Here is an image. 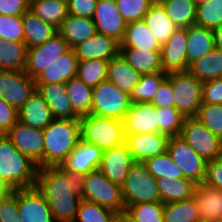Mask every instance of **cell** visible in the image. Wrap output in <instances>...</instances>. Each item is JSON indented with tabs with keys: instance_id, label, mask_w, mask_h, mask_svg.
Returning <instances> with one entry per match:
<instances>
[{
	"instance_id": "cell-28",
	"label": "cell",
	"mask_w": 222,
	"mask_h": 222,
	"mask_svg": "<svg viewBox=\"0 0 222 222\" xmlns=\"http://www.w3.org/2000/svg\"><path fill=\"white\" fill-rule=\"evenodd\" d=\"M161 47L143 19L126 24L125 34L120 42V48L161 51Z\"/></svg>"
},
{
	"instance_id": "cell-39",
	"label": "cell",
	"mask_w": 222,
	"mask_h": 222,
	"mask_svg": "<svg viewBox=\"0 0 222 222\" xmlns=\"http://www.w3.org/2000/svg\"><path fill=\"white\" fill-rule=\"evenodd\" d=\"M164 222H200L194 198L164 204Z\"/></svg>"
},
{
	"instance_id": "cell-26",
	"label": "cell",
	"mask_w": 222,
	"mask_h": 222,
	"mask_svg": "<svg viewBox=\"0 0 222 222\" xmlns=\"http://www.w3.org/2000/svg\"><path fill=\"white\" fill-rule=\"evenodd\" d=\"M141 74L138 73L119 52L108 61L107 80L127 94H131L138 85Z\"/></svg>"
},
{
	"instance_id": "cell-48",
	"label": "cell",
	"mask_w": 222,
	"mask_h": 222,
	"mask_svg": "<svg viewBox=\"0 0 222 222\" xmlns=\"http://www.w3.org/2000/svg\"><path fill=\"white\" fill-rule=\"evenodd\" d=\"M124 21L130 23L142 20L150 6L156 0H115Z\"/></svg>"
},
{
	"instance_id": "cell-58",
	"label": "cell",
	"mask_w": 222,
	"mask_h": 222,
	"mask_svg": "<svg viewBox=\"0 0 222 222\" xmlns=\"http://www.w3.org/2000/svg\"><path fill=\"white\" fill-rule=\"evenodd\" d=\"M9 190L3 185V183L0 181V197L5 195Z\"/></svg>"
},
{
	"instance_id": "cell-57",
	"label": "cell",
	"mask_w": 222,
	"mask_h": 222,
	"mask_svg": "<svg viewBox=\"0 0 222 222\" xmlns=\"http://www.w3.org/2000/svg\"><path fill=\"white\" fill-rule=\"evenodd\" d=\"M213 31L215 48L222 50V26Z\"/></svg>"
},
{
	"instance_id": "cell-17",
	"label": "cell",
	"mask_w": 222,
	"mask_h": 222,
	"mask_svg": "<svg viewBox=\"0 0 222 222\" xmlns=\"http://www.w3.org/2000/svg\"><path fill=\"white\" fill-rule=\"evenodd\" d=\"M93 21L97 33L113 37L119 43L122 41L127 23L119 12L115 0H98Z\"/></svg>"
},
{
	"instance_id": "cell-10",
	"label": "cell",
	"mask_w": 222,
	"mask_h": 222,
	"mask_svg": "<svg viewBox=\"0 0 222 222\" xmlns=\"http://www.w3.org/2000/svg\"><path fill=\"white\" fill-rule=\"evenodd\" d=\"M167 152L172 161L181 169L184 178L196 184L203 182L207 160L197 154L180 136L169 138Z\"/></svg>"
},
{
	"instance_id": "cell-33",
	"label": "cell",
	"mask_w": 222,
	"mask_h": 222,
	"mask_svg": "<svg viewBox=\"0 0 222 222\" xmlns=\"http://www.w3.org/2000/svg\"><path fill=\"white\" fill-rule=\"evenodd\" d=\"M156 180L163 204L193 198L197 185L187 178L169 179L162 177Z\"/></svg>"
},
{
	"instance_id": "cell-15",
	"label": "cell",
	"mask_w": 222,
	"mask_h": 222,
	"mask_svg": "<svg viewBox=\"0 0 222 222\" xmlns=\"http://www.w3.org/2000/svg\"><path fill=\"white\" fill-rule=\"evenodd\" d=\"M122 121L125 134L160 133L157 107L152 103H131Z\"/></svg>"
},
{
	"instance_id": "cell-35",
	"label": "cell",
	"mask_w": 222,
	"mask_h": 222,
	"mask_svg": "<svg viewBox=\"0 0 222 222\" xmlns=\"http://www.w3.org/2000/svg\"><path fill=\"white\" fill-rule=\"evenodd\" d=\"M188 71L199 81L207 82L210 79L222 77V50L214 48L200 59L193 61Z\"/></svg>"
},
{
	"instance_id": "cell-20",
	"label": "cell",
	"mask_w": 222,
	"mask_h": 222,
	"mask_svg": "<svg viewBox=\"0 0 222 222\" xmlns=\"http://www.w3.org/2000/svg\"><path fill=\"white\" fill-rule=\"evenodd\" d=\"M103 153L102 148L80 139L61 166L68 171L80 172L85 175L99 169Z\"/></svg>"
},
{
	"instance_id": "cell-27",
	"label": "cell",
	"mask_w": 222,
	"mask_h": 222,
	"mask_svg": "<svg viewBox=\"0 0 222 222\" xmlns=\"http://www.w3.org/2000/svg\"><path fill=\"white\" fill-rule=\"evenodd\" d=\"M58 33L68 42L70 48L91 38L97 33L93 18L68 14L58 29Z\"/></svg>"
},
{
	"instance_id": "cell-13",
	"label": "cell",
	"mask_w": 222,
	"mask_h": 222,
	"mask_svg": "<svg viewBox=\"0 0 222 222\" xmlns=\"http://www.w3.org/2000/svg\"><path fill=\"white\" fill-rule=\"evenodd\" d=\"M6 136L11 140L15 148L27 156L38 168L44 167L43 130L17 121Z\"/></svg>"
},
{
	"instance_id": "cell-4",
	"label": "cell",
	"mask_w": 222,
	"mask_h": 222,
	"mask_svg": "<svg viewBox=\"0 0 222 222\" xmlns=\"http://www.w3.org/2000/svg\"><path fill=\"white\" fill-rule=\"evenodd\" d=\"M122 199L127 210L144 202H162L157 180L143 162H135L121 185Z\"/></svg>"
},
{
	"instance_id": "cell-18",
	"label": "cell",
	"mask_w": 222,
	"mask_h": 222,
	"mask_svg": "<svg viewBox=\"0 0 222 222\" xmlns=\"http://www.w3.org/2000/svg\"><path fill=\"white\" fill-rule=\"evenodd\" d=\"M161 65L166 74L187 71L186 28H177L162 45Z\"/></svg>"
},
{
	"instance_id": "cell-8",
	"label": "cell",
	"mask_w": 222,
	"mask_h": 222,
	"mask_svg": "<svg viewBox=\"0 0 222 222\" xmlns=\"http://www.w3.org/2000/svg\"><path fill=\"white\" fill-rule=\"evenodd\" d=\"M130 104V95L107 79L93 88L92 115L122 120Z\"/></svg>"
},
{
	"instance_id": "cell-44",
	"label": "cell",
	"mask_w": 222,
	"mask_h": 222,
	"mask_svg": "<svg viewBox=\"0 0 222 222\" xmlns=\"http://www.w3.org/2000/svg\"><path fill=\"white\" fill-rule=\"evenodd\" d=\"M162 202H144L131 205L125 216L132 222H164Z\"/></svg>"
},
{
	"instance_id": "cell-40",
	"label": "cell",
	"mask_w": 222,
	"mask_h": 222,
	"mask_svg": "<svg viewBox=\"0 0 222 222\" xmlns=\"http://www.w3.org/2000/svg\"><path fill=\"white\" fill-rule=\"evenodd\" d=\"M167 78L165 72L142 74L138 85L130 94L131 103H151L160 84Z\"/></svg>"
},
{
	"instance_id": "cell-49",
	"label": "cell",
	"mask_w": 222,
	"mask_h": 222,
	"mask_svg": "<svg viewBox=\"0 0 222 222\" xmlns=\"http://www.w3.org/2000/svg\"><path fill=\"white\" fill-rule=\"evenodd\" d=\"M0 38L6 42H24L22 16L0 15Z\"/></svg>"
},
{
	"instance_id": "cell-12",
	"label": "cell",
	"mask_w": 222,
	"mask_h": 222,
	"mask_svg": "<svg viewBox=\"0 0 222 222\" xmlns=\"http://www.w3.org/2000/svg\"><path fill=\"white\" fill-rule=\"evenodd\" d=\"M37 89L25 71L0 70V98L19 110Z\"/></svg>"
},
{
	"instance_id": "cell-23",
	"label": "cell",
	"mask_w": 222,
	"mask_h": 222,
	"mask_svg": "<svg viewBox=\"0 0 222 222\" xmlns=\"http://www.w3.org/2000/svg\"><path fill=\"white\" fill-rule=\"evenodd\" d=\"M77 70L78 58L74 49L71 48L35 78V83L36 85L66 83L77 76Z\"/></svg>"
},
{
	"instance_id": "cell-38",
	"label": "cell",
	"mask_w": 222,
	"mask_h": 222,
	"mask_svg": "<svg viewBox=\"0 0 222 222\" xmlns=\"http://www.w3.org/2000/svg\"><path fill=\"white\" fill-rule=\"evenodd\" d=\"M28 47L24 42L4 41L0 38V70L24 71Z\"/></svg>"
},
{
	"instance_id": "cell-36",
	"label": "cell",
	"mask_w": 222,
	"mask_h": 222,
	"mask_svg": "<svg viewBox=\"0 0 222 222\" xmlns=\"http://www.w3.org/2000/svg\"><path fill=\"white\" fill-rule=\"evenodd\" d=\"M177 28H188L196 24V4L194 0H158Z\"/></svg>"
},
{
	"instance_id": "cell-53",
	"label": "cell",
	"mask_w": 222,
	"mask_h": 222,
	"mask_svg": "<svg viewBox=\"0 0 222 222\" xmlns=\"http://www.w3.org/2000/svg\"><path fill=\"white\" fill-rule=\"evenodd\" d=\"M18 121V110L0 98V135H6Z\"/></svg>"
},
{
	"instance_id": "cell-47",
	"label": "cell",
	"mask_w": 222,
	"mask_h": 222,
	"mask_svg": "<svg viewBox=\"0 0 222 222\" xmlns=\"http://www.w3.org/2000/svg\"><path fill=\"white\" fill-rule=\"evenodd\" d=\"M196 118L222 139V104H201Z\"/></svg>"
},
{
	"instance_id": "cell-60",
	"label": "cell",
	"mask_w": 222,
	"mask_h": 222,
	"mask_svg": "<svg viewBox=\"0 0 222 222\" xmlns=\"http://www.w3.org/2000/svg\"><path fill=\"white\" fill-rule=\"evenodd\" d=\"M209 1L211 0H194L196 6L206 4Z\"/></svg>"
},
{
	"instance_id": "cell-50",
	"label": "cell",
	"mask_w": 222,
	"mask_h": 222,
	"mask_svg": "<svg viewBox=\"0 0 222 222\" xmlns=\"http://www.w3.org/2000/svg\"><path fill=\"white\" fill-rule=\"evenodd\" d=\"M0 222H22L18 209V189L0 197Z\"/></svg>"
},
{
	"instance_id": "cell-25",
	"label": "cell",
	"mask_w": 222,
	"mask_h": 222,
	"mask_svg": "<svg viewBox=\"0 0 222 222\" xmlns=\"http://www.w3.org/2000/svg\"><path fill=\"white\" fill-rule=\"evenodd\" d=\"M193 198L199 210L200 222L222 221L221 191L200 183L196 185Z\"/></svg>"
},
{
	"instance_id": "cell-24",
	"label": "cell",
	"mask_w": 222,
	"mask_h": 222,
	"mask_svg": "<svg viewBox=\"0 0 222 222\" xmlns=\"http://www.w3.org/2000/svg\"><path fill=\"white\" fill-rule=\"evenodd\" d=\"M37 91L49 105L54 119H79L73 111L65 83L36 85Z\"/></svg>"
},
{
	"instance_id": "cell-41",
	"label": "cell",
	"mask_w": 222,
	"mask_h": 222,
	"mask_svg": "<svg viewBox=\"0 0 222 222\" xmlns=\"http://www.w3.org/2000/svg\"><path fill=\"white\" fill-rule=\"evenodd\" d=\"M109 60H78L77 77L94 88L107 78Z\"/></svg>"
},
{
	"instance_id": "cell-14",
	"label": "cell",
	"mask_w": 222,
	"mask_h": 222,
	"mask_svg": "<svg viewBox=\"0 0 222 222\" xmlns=\"http://www.w3.org/2000/svg\"><path fill=\"white\" fill-rule=\"evenodd\" d=\"M134 163L132 154L124 142L121 145L104 150L99 170L111 182L121 186Z\"/></svg>"
},
{
	"instance_id": "cell-51",
	"label": "cell",
	"mask_w": 222,
	"mask_h": 222,
	"mask_svg": "<svg viewBox=\"0 0 222 222\" xmlns=\"http://www.w3.org/2000/svg\"><path fill=\"white\" fill-rule=\"evenodd\" d=\"M202 183L222 191V157L207 161Z\"/></svg>"
},
{
	"instance_id": "cell-29",
	"label": "cell",
	"mask_w": 222,
	"mask_h": 222,
	"mask_svg": "<svg viewBox=\"0 0 222 222\" xmlns=\"http://www.w3.org/2000/svg\"><path fill=\"white\" fill-rule=\"evenodd\" d=\"M187 35V70L189 65L215 48L211 29L192 25L186 28Z\"/></svg>"
},
{
	"instance_id": "cell-32",
	"label": "cell",
	"mask_w": 222,
	"mask_h": 222,
	"mask_svg": "<svg viewBox=\"0 0 222 222\" xmlns=\"http://www.w3.org/2000/svg\"><path fill=\"white\" fill-rule=\"evenodd\" d=\"M120 53L141 75L154 72H163L161 65V51L120 48Z\"/></svg>"
},
{
	"instance_id": "cell-6",
	"label": "cell",
	"mask_w": 222,
	"mask_h": 222,
	"mask_svg": "<svg viewBox=\"0 0 222 222\" xmlns=\"http://www.w3.org/2000/svg\"><path fill=\"white\" fill-rule=\"evenodd\" d=\"M82 200L97 203L119 215L126 212L121 186L111 182L99 169L85 174Z\"/></svg>"
},
{
	"instance_id": "cell-42",
	"label": "cell",
	"mask_w": 222,
	"mask_h": 222,
	"mask_svg": "<svg viewBox=\"0 0 222 222\" xmlns=\"http://www.w3.org/2000/svg\"><path fill=\"white\" fill-rule=\"evenodd\" d=\"M150 174L158 178L180 179L184 178L181 169L172 161L166 151L143 162Z\"/></svg>"
},
{
	"instance_id": "cell-19",
	"label": "cell",
	"mask_w": 222,
	"mask_h": 222,
	"mask_svg": "<svg viewBox=\"0 0 222 222\" xmlns=\"http://www.w3.org/2000/svg\"><path fill=\"white\" fill-rule=\"evenodd\" d=\"M18 209L22 222H56L46 200L35 187L18 189Z\"/></svg>"
},
{
	"instance_id": "cell-56",
	"label": "cell",
	"mask_w": 222,
	"mask_h": 222,
	"mask_svg": "<svg viewBox=\"0 0 222 222\" xmlns=\"http://www.w3.org/2000/svg\"><path fill=\"white\" fill-rule=\"evenodd\" d=\"M29 6L30 0H0V15L22 16Z\"/></svg>"
},
{
	"instance_id": "cell-3",
	"label": "cell",
	"mask_w": 222,
	"mask_h": 222,
	"mask_svg": "<svg viewBox=\"0 0 222 222\" xmlns=\"http://www.w3.org/2000/svg\"><path fill=\"white\" fill-rule=\"evenodd\" d=\"M44 167L57 166L81 139L79 119H54L44 130Z\"/></svg>"
},
{
	"instance_id": "cell-31",
	"label": "cell",
	"mask_w": 222,
	"mask_h": 222,
	"mask_svg": "<svg viewBox=\"0 0 222 222\" xmlns=\"http://www.w3.org/2000/svg\"><path fill=\"white\" fill-rule=\"evenodd\" d=\"M24 28V43L28 48L45 43L58 29L39 19L32 11L27 10L22 15Z\"/></svg>"
},
{
	"instance_id": "cell-43",
	"label": "cell",
	"mask_w": 222,
	"mask_h": 222,
	"mask_svg": "<svg viewBox=\"0 0 222 222\" xmlns=\"http://www.w3.org/2000/svg\"><path fill=\"white\" fill-rule=\"evenodd\" d=\"M120 215L97 203L81 200L73 222H116Z\"/></svg>"
},
{
	"instance_id": "cell-46",
	"label": "cell",
	"mask_w": 222,
	"mask_h": 222,
	"mask_svg": "<svg viewBox=\"0 0 222 222\" xmlns=\"http://www.w3.org/2000/svg\"><path fill=\"white\" fill-rule=\"evenodd\" d=\"M196 25L214 30L222 26V0H211L196 8Z\"/></svg>"
},
{
	"instance_id": "cell-21",
	"label": "cell",
	"mask_w": 222,
	"mask_h": 222,
	"mask_svg": "<svg viewBox=\"0 0 222 222\" xmlns=\"http://www.w3.org/2000/svg\"><path fill=\"white\" fill-rule=\"evenodd\" d=\"M73 49L78 60H110L120 52V43L113 37L96 33Z\"/></svg>"
},
{
	"instance_id": "cell-55",
	"label": "cell",
	"mask_w": 222,
	"mask_h": 222,
	"mask_svg": "<svg viewBox=\"0 0 222 222\" xmlns=\"http://www.w3.org/2000/svg\"><path fill=\"white\" fill-rule=\"evenodd\" d=\"M155 107H175L171 82L166 78L159 86L152 102Z\"/></svg>"
},
{
	"instance_id": "cell-22",
	"label": "cell",
	"mask_w": 222,
	"mask_h": 222,
	"mask_svg": "<svg viewBox=\"0 0 222 222\" xmlns=\"http://www.w3.org/2000/svg\"><path fill=\"white\" fill-rule=\"evenodd\" d=\"M53 120L49 105L37 89L18 110V121L33 128L44 130Z\"/></svg>"
},
{
	"instance_id": "cell-2",
	"label": "cell",
	"mask_w": 222,
	"mask_h": 222,
	"mask_svg": "<svg viewBox=\"0 0 222 222\" xmlns=\"http://www.w3.org/2000/svg\"><path fill=\"white\" fill-rule=\"evenodd\" d=\"M38 166L0 135V181L9 190L34 187Z\"/></svg>"
},
{
	"instance_id": "cell-7",
	"label": "cell",
	"mask_w": 222,
	"mask_h": 222,
	"mask_svg": "<svg viewBox=\"0 0 222 222\" xmlns=\"http://www.w3.org/2000/svg\"><path fill=\"white\" fill-rule=\"evenodd\" d=\"M171 82L175 108L186 118L196 117L202 104L203 83L188 70L167 74Z\"/></svg>"
},
{
	"instance_id": "cell-59",
	"label": "cell",
	"mask_w": 222,
	"mask_h": 222,
	"mask_svg": "<svg viewBox=\"0 0 222 222\" xmlns=\"http://www.w3.org/2000/svg\"><path fill=\"white\" fill-rule=\"evenodd\" d=\"M116 222H132L125 215H120Z\"/></svg>"
},
{
	"instance_id": "cell-37",
	"label": "cell",
	"mask_w": 222,
	"mask_h": 222,
	"mask_svg": "<svg viewBox=\"0 0 222 222\" xmlns=\"http://www.w3.org/2000/svg\"><path fill=\"white\" fill-rule=\"evenodd\" d=\"M73 111L79 116L91 115V103L93 88L85 84L77 76L65 83Z\"/></svg>"
},
{
	"instance_id": "cell-1",
	"label": "cell",
	"mask_w": 222,
	"mask_h": 222,
	"mask_svg": "<svg viewBox=\"0 0 222 222\" xmlns=\"http://www.w3.org/2000/svg\"><path fill=\"white\" fill-rule=\"evenodd\" d=\"M85 175L61 165L38 168L34 187L46 200L56 222H73L83 198Z\"/></svg>"
},
{
	"instance_id": "cell-54",
	"label": "cell",
	"mask_w": 222,
	"mask_h": 222,
	"mask_svg": "<svg viewBox=\"0 0 222 222\" xmlns=\"http://www.w3.org/2000/svg\"><path fill=\"white\" fill-rule=\"evenodd\" d=\"M98 0H68V14L93 18Z\"/></svg>"
},
{
	"instance_id": "cell-52",
	"label": "cell",
	"mask_w": 222,
	"mask_h": 222,
	"mask_svg": "<svg viewBox=\"0 0 222 222\" xmlns=\"http://www.w3.org/2000/svg\"><path fill=\"white\" fill-rule=\"evenodd\" d=\"M202 104H222V77L203 82Z\"/></svg>"
},
{
	"instance_id": "cell-5",
	"label": "cell",
	"mask_w": 222,
	"mask_h": 222,
	"mask_svg": "<svg viewBox=\"0 0 222 222\" xmlns=\"http://www.w3.org/2000/svg\"><path fill=\"white\" fill-rule=\"evenodd\" d=\"M81 139L103 150L125 142L123 121L115 118L87 115L79 118Z\"/></svg>"
},
{
	"instance_id": "cell-16",
	"label": "cell",
	"mask_w": 222,
	"mask_h": 222,
	"mask_svg": "<svg viewBox=\"0 0 222 222\" xmlns=\"http://www.w3.org/2000/svg\"><path fill=\"white\" fill-rule=\"evenodd\" d=\"M169 138L162 133L125 134V143L135 162H145L166 152Z\"/></svg>"
},
{
	"instance_id": "cell-45",
	"label": "cell",
	"mask_w": 222,
	"mask_h": 222,
	"mask_svg": "<svg viewBox=\"0 0 222 222\" xmlns=\"http://www.w3.org/2000/svg\"><path fill=\"white\" fill-rule=\"evenodd\" d=\"M158 130L168 137L180 136L185 117L175 107L157 108Z\"/></svg>"
},
{
	"instance_id": "cell-34",
	"label": "cell",
	"mask_w": 222,
	"mask_h": 222,
	"mask_svg": "<svg viewBox=\"0 0 222 222\" xmlns=\"http://www.w3.org/2000/svg\"><path fill=\"white\" fill-rule=\"evenodd\" d=\"M29 10L57 29L68 16V6L64 0H30Z\"/></svg>"
},
{
	"instance_id": "cell-11",
	"label": "cell",
	"mask_w": 222,
	"mask_h": 222,
	"mask_svg": "<svg viewBox=\"0 0 222 222\" xmlns=\"http://www.w3.org/2000/svg\"><path fill=\"white\" fill-rule=\"evenodd\" d=\"M70 49L68 42L56 33L45 43L28 48L25 73L32 79L37 78L49 65Z\"/></svg>"
},
{
	"instance_id": "cell-30",
	"label": "cell",
	"mask_w": 222,
	"mask_h": 222,
	"mask_svg": "<svg viewBox=\"0 0 222 222\" xmlns=\"http://www.w3.org/2000/svg\"><path fill=\"white\" fill-rule=\"evenodd\" d=\"M143 21L153 33L156 41L162 46L172 36L177 27L168 18L162 4L156 0L143 16Z\"/></svg>"
},
{
	"instance_id": "cell-9",
	"label": "cell",
	"mask_w": 222,
	"mask_h": 222,
	"mask_svg": "<svg viewBox=\"0 0 222 222\" xmlns=\"http://www.w3.org/2000/svg\"><path fill=\"white\" fill-rule=\"evenodd\" d=\"M180 137L207 161L222 157V139L214 135L196 117H186Z\"/></svg>"
}]
</instances>
